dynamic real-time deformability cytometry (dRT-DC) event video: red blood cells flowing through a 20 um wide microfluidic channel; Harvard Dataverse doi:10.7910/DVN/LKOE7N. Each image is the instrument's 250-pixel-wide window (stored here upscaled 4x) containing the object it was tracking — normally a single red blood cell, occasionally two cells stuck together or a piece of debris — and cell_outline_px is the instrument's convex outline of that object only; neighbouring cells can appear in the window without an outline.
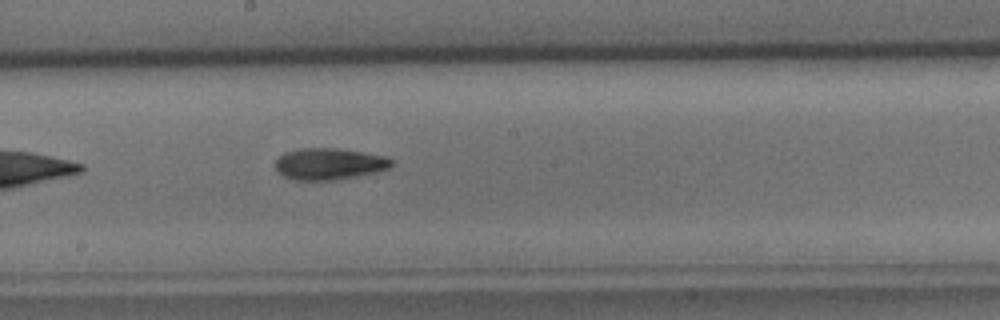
{"species": "common noctule bat (a hibernating species)", "species_latin": "Nyctalus noctula", "temperature_condition": "cold", "stored_images_in_passage": 23, "camera_frame_rate_fps": 3000, "um_per_image_px": 0.085, "animal": {"sex": "male", "body_mass_g": 15.6}, "frame": {"image": 1, "passage_image": 14, "time_ms": 4.333, "image_size_px": [1000, 320], "cell_outline_px": [[396, 164], [388, 168], [376, 172], [336, 180], [296, 180], [284, 176], [276, 172], [276, 160], [284, 152], [300, 148], [336, 148], [364, 152], [388, 156]], "centroid_in_image_um": [28.0, 13.92], "position_along_channel_um": 220.2, "area_um2": 21.56}}